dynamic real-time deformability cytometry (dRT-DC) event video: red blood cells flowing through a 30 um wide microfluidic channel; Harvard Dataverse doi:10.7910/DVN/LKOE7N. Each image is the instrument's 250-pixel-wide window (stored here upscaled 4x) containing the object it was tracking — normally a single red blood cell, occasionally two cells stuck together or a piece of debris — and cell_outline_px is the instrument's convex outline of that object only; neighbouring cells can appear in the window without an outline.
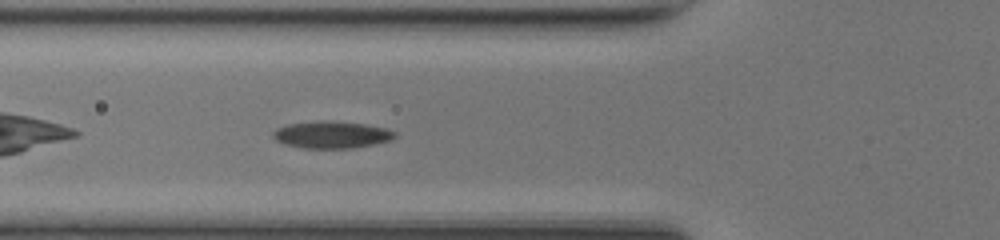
{"species": "common noctule bat (a hibernating species)", "species_latin": "Nyctalus noctula", "temperature_condition": "room temperature", "stored_images_in_passage": 37, "camera_frame_rate_fps": 3000, "um_per_image_px": 0.085, "animal": {"sex": "female", "body_mass_g": 17.0, "forearm_length_mm": 48.0}, "frame": {"image": 1, "passage_image": 5, "time_ms": 1.333, "image_size_px": [1000, 240], "cell_outline_px": [[396, 136], [392, 140], [376, 144], [352, 148], [304, 148], [284, 144], [276, 140], [272, 136], [272, 132], [276, 128], [288, 124], [364, 124], [388, 128], [396, 132]], "centroid_in_image_um": [28.24, 11.51], "position_along_channel_um": 97.6, "area_um2": 18.21}}
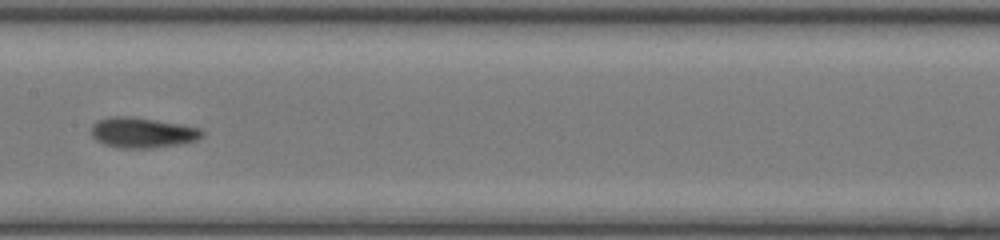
{"frame": {"image": 2, "passage_image": 12, "time_ms": 3.667, "image_size_px": [1000, 240], "cell_outline_px": [[204, 136], [196, 140], [180, 144], [148, 148], [124, 148], [104, 144], [96, 140], [92, 136], [92, 124], [96, 120], [112, 116], [132, 116], [200, 128], [204, 132]], "centroid_in_image_um": [12.09, 11.27], "position_along_channel_um": 195.3, "area_um2": 19.48}}
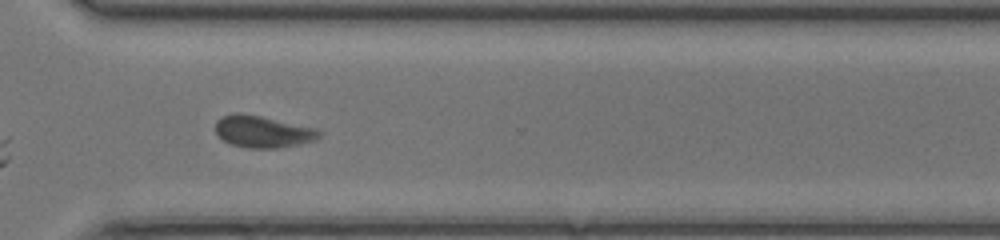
{"frame": {"image": 3, "passage_image": 23, "time_ms": 7.333, "image_size_px": [1000, 240], "cell_outline_px": [[324, 132], [316, 140], [300, 144], [280, 148], [248, 148], [232, 144], [224, 140], [216, 132], [216, 120], [224, 116], [236, 112], [240, 112], [260, 116], [316, 128]], "centroid_in_image_um": [22.38, 11.19], "position_along_channel_um": 348.2, "area_um2": 19.25}, "authors_computed_cell_mechanics": {"area_um2": 19.074, "velocity_mm_per_s": 4.1705, "shape_relaxation_time_tau1_ms": 3.1732, "shape_relaxation_time_tau2_ms": 2.4793, "deformation_change_tau1": 0.1122, "deformation_change_tau2": 0.0792}}